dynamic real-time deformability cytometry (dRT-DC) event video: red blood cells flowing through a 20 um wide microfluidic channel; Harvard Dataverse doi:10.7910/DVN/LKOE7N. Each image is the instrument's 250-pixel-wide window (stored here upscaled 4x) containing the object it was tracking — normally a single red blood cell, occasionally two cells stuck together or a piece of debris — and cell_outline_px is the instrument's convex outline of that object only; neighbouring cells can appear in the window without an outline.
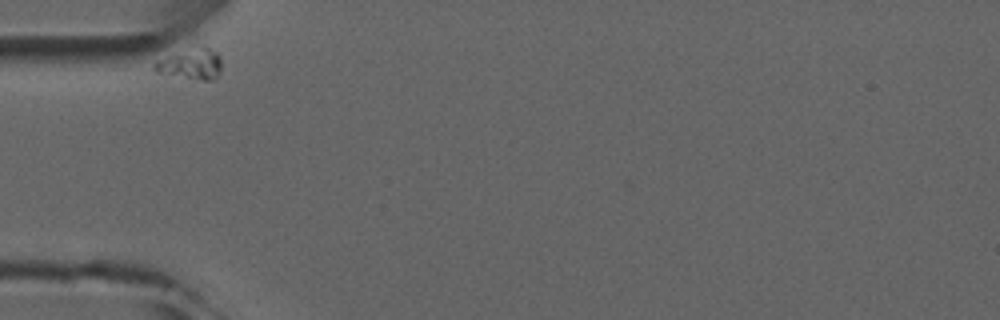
{"species": "common noctule bat (a hibernating species)", "species_latin": "Nyctalus noctula", "temperature_condition": "room temperature", "stored_images_in_passage": 2, "camera_frame_rate_fps": 3000, "um_per_image_px": 0.085, "animal": {"sex": "male", "forearm_length_mm": 52.5}, "frame": {"image": 1, "passage_image": 1, "time_ms": 0.0, "image_size_px": [1000, 320], "cell_outline_px": [[220, 72], [216, 76], [208, 80], [204, 80], [156, 72], [152, 68], [152, 64], [156, 60], [204, 44], [216, 52], [220, 56]], "centroid_in_image_um": [16.22, 5.41], "position_along_channel_um": 68.8, "area_um2": 11.79}}